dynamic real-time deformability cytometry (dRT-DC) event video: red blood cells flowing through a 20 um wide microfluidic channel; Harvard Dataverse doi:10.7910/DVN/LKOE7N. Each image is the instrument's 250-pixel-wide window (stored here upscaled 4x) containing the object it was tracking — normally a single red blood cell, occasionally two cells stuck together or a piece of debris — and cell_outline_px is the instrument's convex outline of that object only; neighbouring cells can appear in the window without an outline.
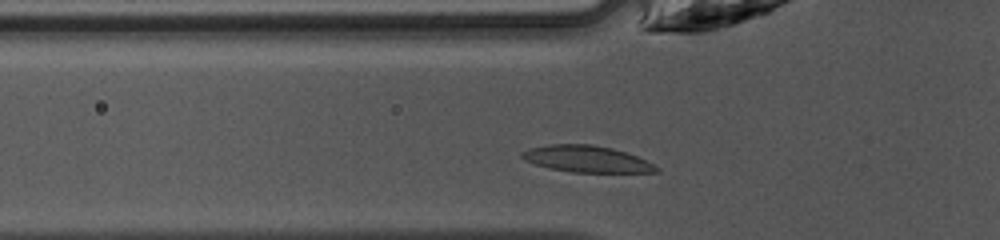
{"species": "common noctule bat (a hibernating species)", "species_latin": "Nyctalus noctula", "temperature_condition": "warm", "stored_images_in_passage": 26, "camera_frame_rate_fps": 3000, "um_per_image_px": 0.085, "animal": {"sex": "female", "body_mass_g": 10.0, "forearm_length_mm": 53.1}, "frame": {"image": 1, "passage_image": 2, "time_ms": 0.333, "image_size_px": [1000, 240], "cell_outline_px": [[660, 172], [572, 172], [552, 168], [536, 164], [524, 160], [520, 156], [520, 152], [532, 148], [548, 144], [592, 144], [612, 148], [628, 152], [660, 168]], "centroid_in_image_um": [49.87, 13.5], "position_along_channel_um": 75.9, "area_um2": 20.63}}
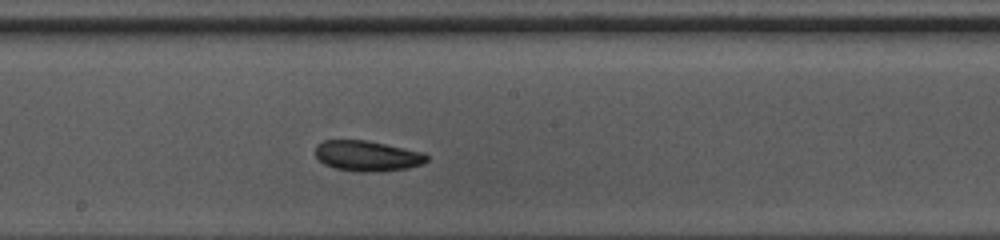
{"frame": {"image": 2, "passage_image": 12, "time_ms": 3.667, "image_size_px": [1000, 240], "cell_outline_px": [[428, 160], [420, 164], [408, 168], [364, 172], [356, 172], [332, 168], [324, 164], [316, 156], [316, 144], [324, 140], [368, 140], [424, 152], [428, 156]], "centroid_in_image_um": [31.19, 13.24], "position_along_channel_um": 217.0, "area_um2": 19.83}}
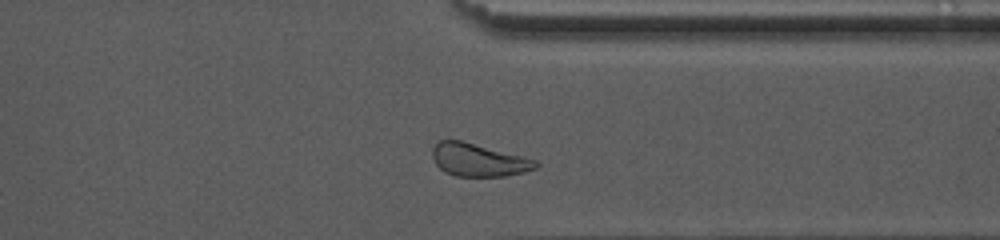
{"frame": {"image": 3, "passage_image": 23, "time_ms": 7.333, "image_size_px": [1000, 240], "cell_outline_px": [[540, 164], [536, 168], [524, 172], [504, 176], [456, 176], [444, 172], [436, 164], [432, 156], [432, 148], [440, 140], [460, 140], [524, 156], [536, 160]], "centroid_in_image_um": [40.68, 13.6], "position_along_channel_um": 370.7, "area_um2": 19.77}, "authors_computed_cell_mechanics": {"area_um2": 19.7387, "velocity_mm_per_s": 4.2046, "shape_relaxation_time_tau1_ms": 5.5335, "shape_relaxation_time_tau2_ms": null, "deformation_change_tau1": 0.1396, "deformation_change_tau2": null}}